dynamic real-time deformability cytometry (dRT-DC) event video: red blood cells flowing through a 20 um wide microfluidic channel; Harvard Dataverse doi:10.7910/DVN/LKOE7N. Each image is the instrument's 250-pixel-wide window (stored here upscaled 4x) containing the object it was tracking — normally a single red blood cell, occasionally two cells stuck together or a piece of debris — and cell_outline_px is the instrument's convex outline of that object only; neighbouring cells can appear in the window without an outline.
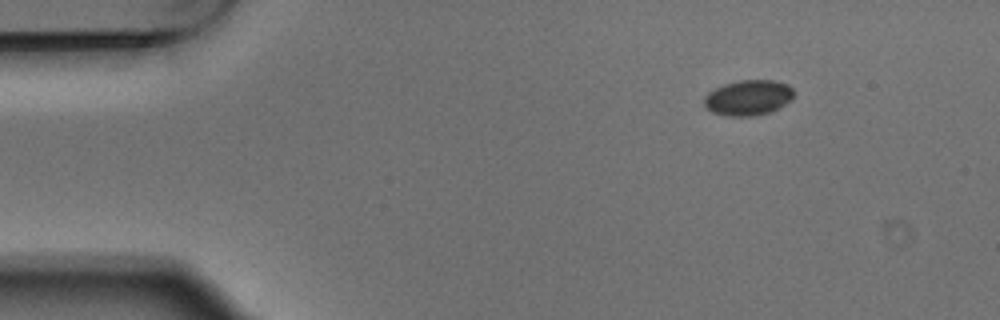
{"species": "Egyptian fruit bat (a non-hibernating species)", "species_latin": "Rousettus aegyptiacus", "temperature_condition": "warm", "stored_images_in_passage": 8, "camera_frame_rate_fps": 3000, "um_per_image_px": 0.085, "animal": {"sex": "male"}, "frame": {"image": 1, "passage_image": 1, "time_ms": 0.0, "image_size_px": [1000, 320], "cell_outline_px": [[792, 100], [772, 112], [752, 116], [728, 116], [712, 112], [704, 104], [704, 96], [708, 92], [724, 84], [740, 80], [772, 80], [788, 84], [792, 88]], "centroid_in_image_um": [63.61, 8.3], "position_along_channel_um": 21.4, "area_um2": 18.5}}
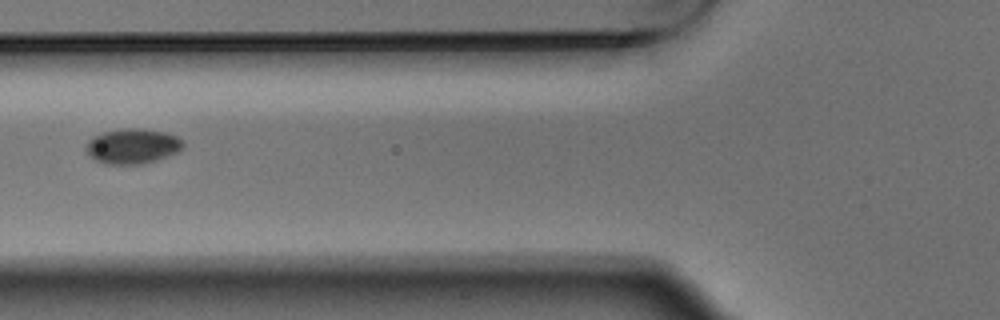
{"frame": {"image": 2, "passage_image": 5, "time_ms": 1.333, "image_size_px": [1000, 320], "cell_outline_px": [[184, 144], [176, 152], [140, 164], [108, 164], [96, 160], [84, 148], [88, 140], [92, 136], [104, 132], [120, 128], [140, 128], [164, 132], [176, 136], [184, 140]], "centroid_in_image_um": [11.22, 12.39], "position_along_channel_um": 114.6, "area_um2": 19.54}}
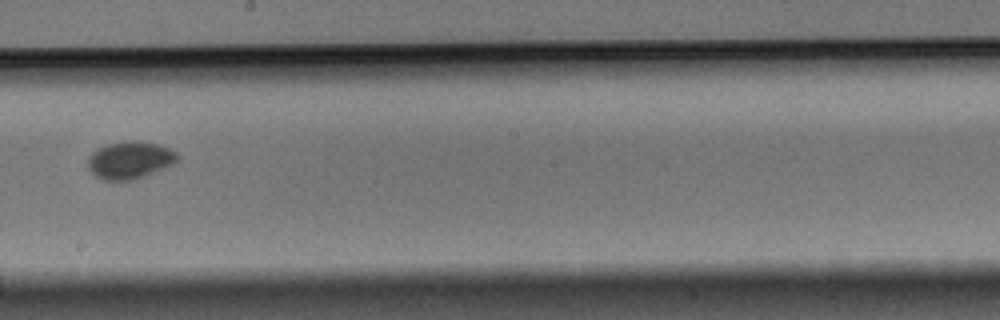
{"frame": {"image": 3, "passage_image": 8, "time_ms": 2.333, "image_size_px": [1000, 320], "cell_outline_px": [[180, 156], [176, 164], [136, 180], [104, 180], [96, 176], [88, 168], [88, 160], [92, 152], [108, 144], [128, 140], [132, 140], [156, 144], [168, 148], [176, 152]], "centroid_in_image_um": [11.09, 13.62], "position_along_channel_um": 237.1, "area_um2": 19.59}}